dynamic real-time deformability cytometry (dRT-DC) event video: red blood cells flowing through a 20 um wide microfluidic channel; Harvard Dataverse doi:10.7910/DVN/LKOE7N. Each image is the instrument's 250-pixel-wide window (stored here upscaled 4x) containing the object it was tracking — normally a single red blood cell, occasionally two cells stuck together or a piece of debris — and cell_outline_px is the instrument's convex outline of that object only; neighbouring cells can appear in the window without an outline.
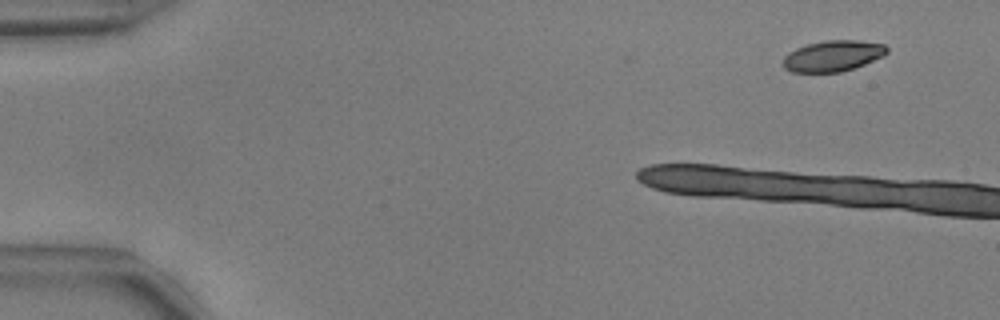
{"species": "common noctule bat (a hibernating species)", "species_latin": "Nyctalus noctula", "temperature_condition": "warm", "stored_images_in_passage": 14, "camera_frame_rate_fps": 3000, "um_per_image_px": 0.085, "animal": {"sex": "male", "body_mass_g": 17.9, "forearm_length_mm": 54.2}, "frame": {"image": 1, "passage_image": 5, "time_ms": 1.333, "image_size_px": [1000, 320], "cell_outline_px": [[888, 52], [884, 56], [864, 64], [840, 72], [792, 72], [784, 68], [784, 56], [788, 52], [796, 48], [808, 44], [824, 40], [856, 40], [884, 44], [888, 48]], "centroid_in_image_um": [70.8, 4.74], "position_along_channel_um": 14.2, "area_um2": 18.67}}